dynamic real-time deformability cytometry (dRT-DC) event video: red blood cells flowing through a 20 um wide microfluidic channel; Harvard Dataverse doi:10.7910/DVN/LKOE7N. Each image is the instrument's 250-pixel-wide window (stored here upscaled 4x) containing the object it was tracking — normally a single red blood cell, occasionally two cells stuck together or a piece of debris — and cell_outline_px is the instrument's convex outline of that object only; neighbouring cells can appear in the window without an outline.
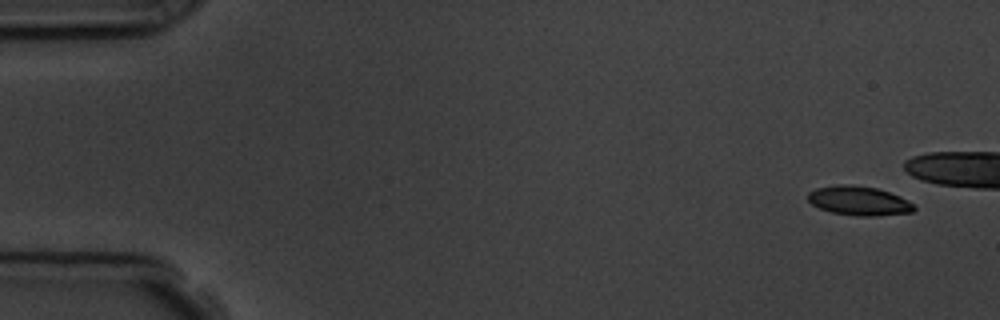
{"species": "common noctule bat (a hibernating species)", "species_latin": "Nyctalus noctula", "temperature_condition": "room temperature", "stored_images_in_passage": 5, "camera_frame_rate_fps": 3000, "um_per_image_px": 0.085, "animal": {"sex": "male", "body_mass_g": 19.5, "forearm_length_mm": 54.6}, "frame": {"image": 1, "passage_image": 1, "time_ms": 0.0, "image_size_px": [1000, 320], "cell_outline_px": [[916, 208], [912, 212], [876, 216], [856, 216], [832, 212], [820, 208], [812, 204], [808, 200], [808, 192], [816, 188], [836, 184], [852, 184], [876, 188], [900, 196], [916, 204]], "centroid_in_image_um": [73.02, 17.06], "position_along_channel_um": 12.0, "area_um2": 18.21}}